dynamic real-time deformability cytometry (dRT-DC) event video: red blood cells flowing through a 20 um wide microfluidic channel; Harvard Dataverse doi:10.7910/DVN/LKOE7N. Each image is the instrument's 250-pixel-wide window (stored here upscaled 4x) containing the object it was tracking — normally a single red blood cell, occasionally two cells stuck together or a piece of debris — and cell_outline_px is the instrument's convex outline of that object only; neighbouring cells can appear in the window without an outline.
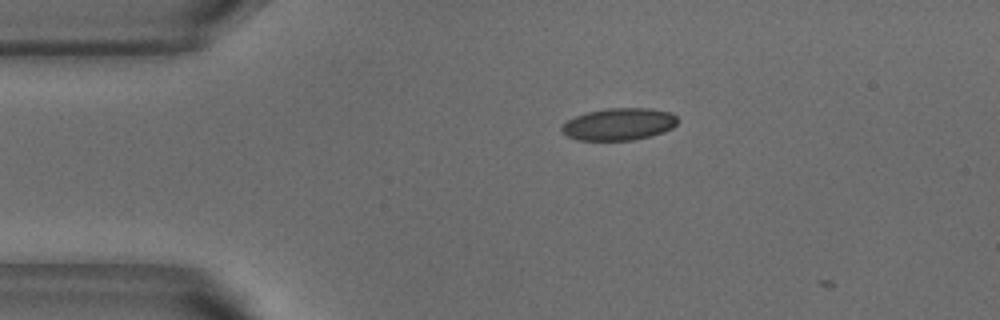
{"species": "common noctule bat (a hibernating species)", "species_latin": "Nyctalus noctula", "temperature_condition": "warm", "stored_images_in_passage": 2, "camera_frame_rate_fps": 3000, "um_per_image_px": 0.085, "animal": {"sex": "male", "body_mass_g": 18.8}, "frame": {"image": 1, "passage_image": 1, "time_ms": 0.0, "image_size_px": [1000, 320], "cell_outline_px": [[676, 124], [672, 128], [664, 132], [632, 140], [576, 140], [560, 132], [560, 128], [568, 120], [576, 116], [588, 112], [608, 108], [648, 108], [672, 112], [676, 116]], "centroid_in_image_um": [52.6, 10.55], "position_along_channel_um": 32.4, "area_um2": 21.62}}